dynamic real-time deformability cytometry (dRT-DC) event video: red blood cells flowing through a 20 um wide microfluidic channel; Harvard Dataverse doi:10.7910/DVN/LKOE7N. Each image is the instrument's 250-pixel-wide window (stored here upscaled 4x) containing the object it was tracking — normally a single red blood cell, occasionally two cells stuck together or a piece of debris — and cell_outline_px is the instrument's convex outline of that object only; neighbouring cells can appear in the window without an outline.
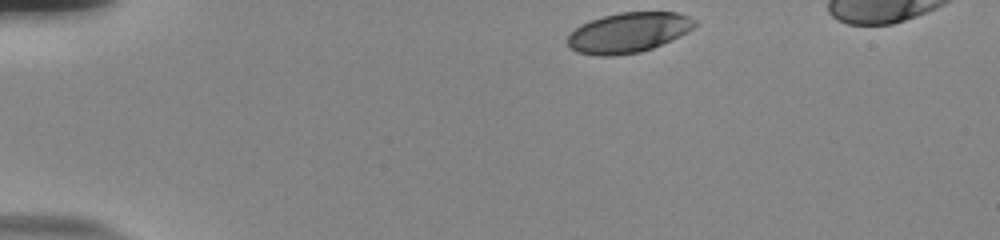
{"species": "human", "species_latin": "Homo sapiens", "temperature_condition": "room temperature", "stored_images_in_passage": 39, "camera_frame_rate_fps": 3000, "um_per_image_px": 0.085, "donor": {"sex": "male"}, "frame": {"image": 1, "passage_image": 1, "time_ms": 0.0, "image_size_px": [1000, 240], "cell_outline_px": [[696, 24], [688, 32], [672, 40], [652, 48], [640, 52], [612, 56], [596, 56], [576, 52], [568, 48], [568, 36], [580, 24], [588, 20], [620, 12], [676, 12], [688, 16], [696, 20]], "centroid_in_image_um": [53.39, 2.77], "position_along_channel_um": 31.6, "area_um2": 29.88}}
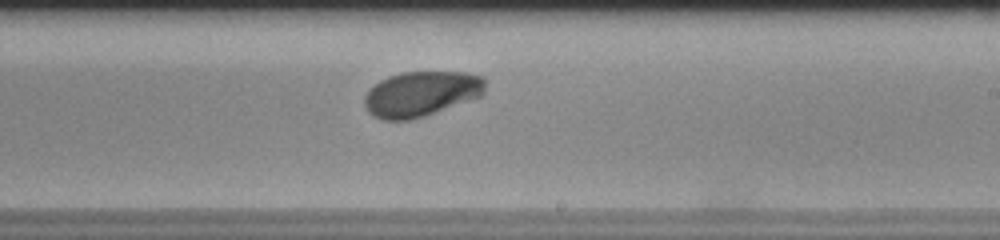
{"frame": {"image": 2, "passage_image": 25, "time_ms": 8.0, "image_size_px": [1000, 240], "cell_outline_px": [[484, 92], [480, 96], [424, 116], [412, 120], [384, 120], [372, 116], [364, 108], [364, 96], [380, 80], [388, 76], [400, 72], [468, 72], [484, 76]], "centroid_in_image_um": [35.77, 7.97], "position_along_channel_um": 253.2, "area_um2": 31.79}}
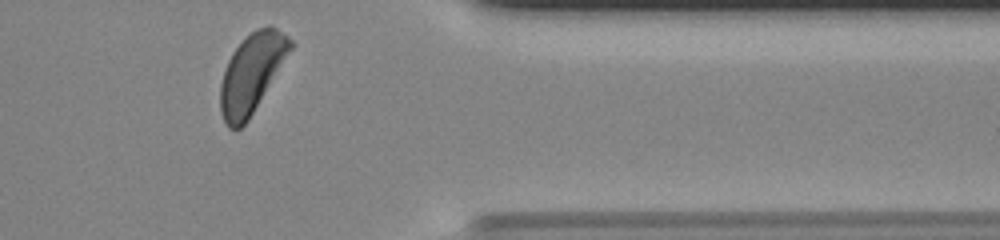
{"frame": {"image": 3, "passage_image": 37, "time_ms": 12.0, "image_size_px": [1000, 240], "cell_outline_px": [[296, 44], [248, 120], [240, 128], [228, 128], [220, 112], [220, 84], [228, 60], [232, 52], [256, 28], [268, 24], [276, 28], [288, 36]], "centroid_in_image_um": [21.42, 6.2], "position_along_channel_um": 390.0, "area_um2": 32.08}, "authors_computed_cell_mechanics": {"area_um2": 31.7322, "velocity_mm_per_s": 3.7001, "shape_relaxation_time_tau1_ms": 3.1325, "shape_relaxation_time_tau2_ms": null, "deformation_change_tau1": 0.1309, "deformation_change_tau2": null}}